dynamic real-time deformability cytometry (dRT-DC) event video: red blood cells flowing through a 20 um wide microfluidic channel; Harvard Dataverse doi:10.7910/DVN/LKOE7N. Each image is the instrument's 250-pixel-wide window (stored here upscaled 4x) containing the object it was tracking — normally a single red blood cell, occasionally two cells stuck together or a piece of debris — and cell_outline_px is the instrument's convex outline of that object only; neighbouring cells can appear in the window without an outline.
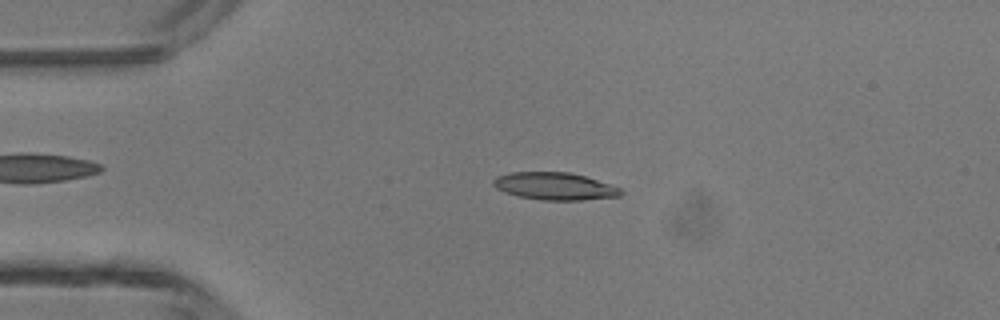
{"species": "common noctule bat (a hibernating species)", "species_latin": "Nyctalus noctula", "temperature_condition": "room temperature", "stored_images_in_passage": 47, "camera_frame_rate_fps": 3000, "um_per_image_px": 0.085, "animal": {"sex": "male", "body_mass_g": 13.3}, "frame": {"image": 1, "passage_image": 10, "time_ms": 3.0, "image_size_px": [1000, 320], "cell_outline_px": [[624, 192], [620, 196], [580, 200], [540, 200], [516, 196], [504, 192], [496, 188], [492, 184], [492, 180], [496, 176], [508, 172], [572, 172], [620, 188]], "centroid_in_image_um": [47.09, 15.82], "position_along_channel_um": 37.9, "area_um2": 20.46}}
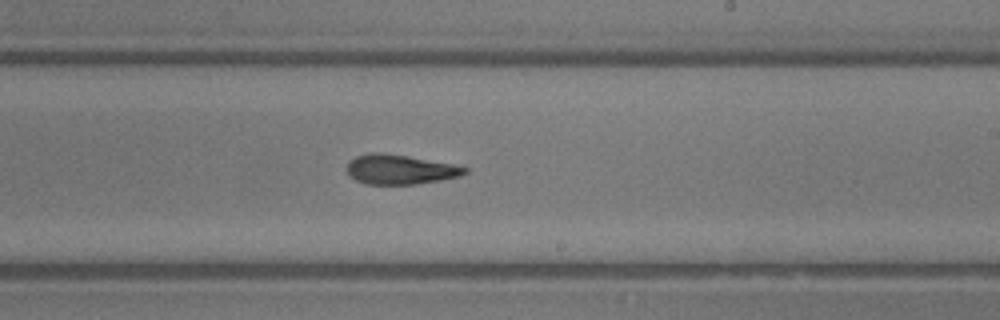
{"frame": {"image": 2, "passage_image": 27, "time_ms": 8.667, "image_size_px": [1000, 320], "cell_outline_px": [[468, 172], [460, 176], [440, 180], [412, 184], [368, 184], [356, 180], [348, 172], [348, 164], [356, 156], [372, 152], [380, 152], [408, 156], [452, 164], [468, 168]], "centroid_in_image_um": [34.03, 14.4], "position_along_channel_um": 255.0, "area_um2": 20.0}}
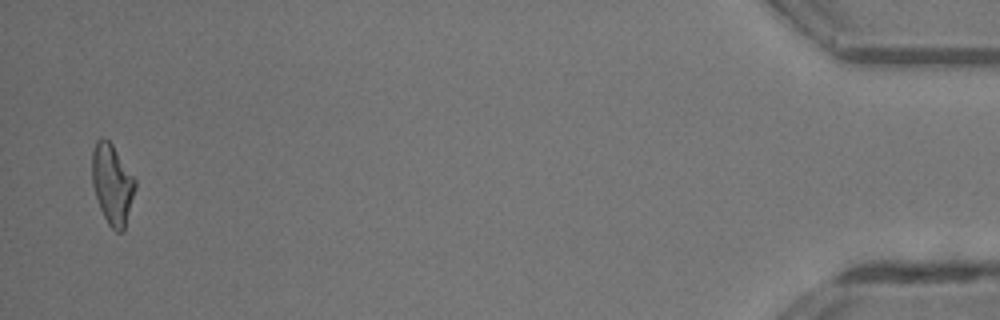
{"frame": {"image": 3, "passage_image": 45, "time_ms": 14.667, "image_size_px": [1000, 320], "cell_outline_px": [[136, 188], [124, 228], [120, 232], [116, 232], [108, 224], [100, 208], [92, 184], [92, 152], [96, 140], [100, 136], [104, 136], [112, 144], [136, 180]], "centroid_in_image_um": [9.53, 15.62], "position_along_channel_um": 425.7, "area_um2": 20.06}, "authors_computed_cell_mechanics": {"area_um2": 20.23, "velocity_mm_per_s": 4.4019, "shape_relaxation_time_tau1_ms": 6.4311, "shape_relaxation_time_tau2_ms": 3.4435, "deformation_change_tau1": 0.2211, "deformation_change_tau2": 0.1421}}